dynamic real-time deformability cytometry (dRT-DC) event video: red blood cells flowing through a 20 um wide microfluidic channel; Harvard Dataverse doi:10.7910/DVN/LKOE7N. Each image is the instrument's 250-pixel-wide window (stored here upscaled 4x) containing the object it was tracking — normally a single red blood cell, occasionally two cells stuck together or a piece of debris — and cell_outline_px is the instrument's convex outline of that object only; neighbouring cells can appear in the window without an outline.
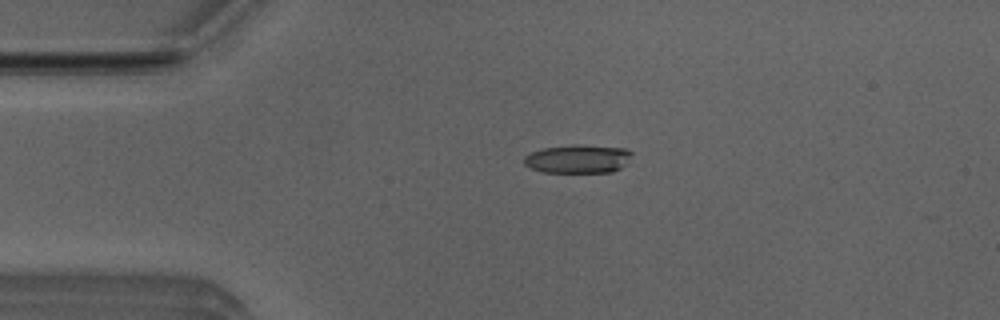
{"species": "Egyptian fruit bat (a non-hibernating species)", "species_latin": "Rousettus aegyptiacus", "temperature_condition": "room temperature", "stored_images_in_passage": 4, "camera_frame_rate_fps": 3000, "um_per_image_px": 0.085, "animal": {"sex": "male"}, "frame": {"image": 1, "passage_image": 2, "time_ms": 0.333, "image_size_px": [1000, 320], "cell_outline_px": [[632, 152], [628, 164], [612, 172], [544, 172], [532, 168], [524, 164], [524, 156], [532, 152], [544, 148], [572, 144], [576, 144], [624, 148]], "centroid_in_image_um": [49.15, 13.5], "position_along_channel_um": 35.8, "area_um2": 17.92}}